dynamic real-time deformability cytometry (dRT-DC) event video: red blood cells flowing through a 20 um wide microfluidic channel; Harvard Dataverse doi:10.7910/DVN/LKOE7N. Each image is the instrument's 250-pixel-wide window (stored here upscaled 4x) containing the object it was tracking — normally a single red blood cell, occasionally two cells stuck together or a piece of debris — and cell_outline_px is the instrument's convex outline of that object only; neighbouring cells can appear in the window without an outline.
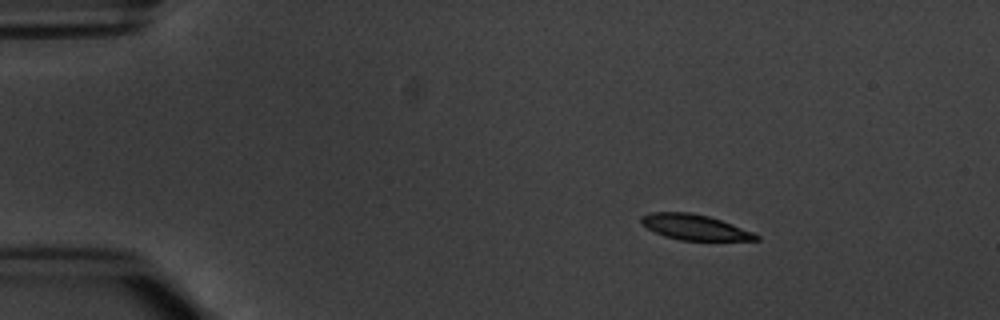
{"species": "common noctule bat (a hibernating species)", "species_latin": "Nyctalus noctula", "temperature_condition": "warm", "stored_images_in_passage": 3, "camera_frame_rate_fps": 3000, "um_per_image_px": 0.085, "animal": {"sex": "male", "body_mass_g": 20.1, "forearm_length_mm": 53.5}, "frame": {"image": 1, "passage_image": 1, "time_ms": 0.0, "image_size_px": [1000, 320], "cell_outline_px": [[760, 240], [680, 240], [664, 236], [648, 228], [640, 220], [640, 216], [652, 212], [692, 212], [708, 216], [732, 224], [752, 232], [760, 236]], "centroid_in_image_um": [59.04, 19.3], "position_along_channel_um": 26.0, "area_um2": 16.82}}